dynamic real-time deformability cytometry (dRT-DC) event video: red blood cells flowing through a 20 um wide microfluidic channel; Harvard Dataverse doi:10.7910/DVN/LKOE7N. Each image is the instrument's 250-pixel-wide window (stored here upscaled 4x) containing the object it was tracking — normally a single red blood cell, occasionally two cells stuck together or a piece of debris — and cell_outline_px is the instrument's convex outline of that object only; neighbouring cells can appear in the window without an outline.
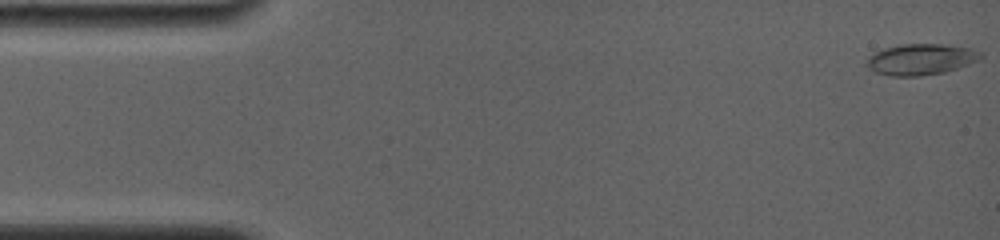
{"species": "common noctule bat (a hibernating species)", "species_latin": "Nyctalus noctula", "temperature_condition": "room temperature", "stored_images_in_passage": 6, "camera_frame_rate_fps": 4000, "um_per_image_px": 0.085, "animal": {"sex": "female", "body_mass_g": 19.0, "forearm_length_mm": 56.7}, "frame": {"image": 1, "passage_image": 1, "time_ms": 0.0, "image_size_px": [1000, 240], "cell_outline_px": [[984, 56], [980, 60], [944, 72], [920, 76], [888, 76], [876, 72], [868, 68], [868, 56], [872, 52], [884, 48], [900, 44], [944, 44], [968, 48], [980, 52]], "centroid_in_image_um": [78.25, 5.04], "position_along_channel_um": 6.8, "area_um2": 20.63}}
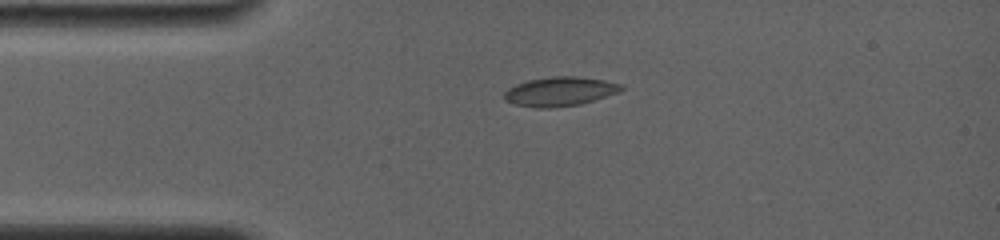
{"frame": {"image": 2, "passage_image": 5, "time_ms": 3.5, "image_size_px": [1000, 240], "cell_outline_px": [[624, 88], [620, 92], [580, 104], [548, 108], [536, 108], [516, 104], [504, 100], [504, 92], [508, 88], [516, 84], [528, 80], [552, 76], [576, 76], [604, 80], [624, 84]], "centroid_in_image_um": [47.6, 7.77], "position_along_channel_um": 37.4, "area_um2": 19.94}}